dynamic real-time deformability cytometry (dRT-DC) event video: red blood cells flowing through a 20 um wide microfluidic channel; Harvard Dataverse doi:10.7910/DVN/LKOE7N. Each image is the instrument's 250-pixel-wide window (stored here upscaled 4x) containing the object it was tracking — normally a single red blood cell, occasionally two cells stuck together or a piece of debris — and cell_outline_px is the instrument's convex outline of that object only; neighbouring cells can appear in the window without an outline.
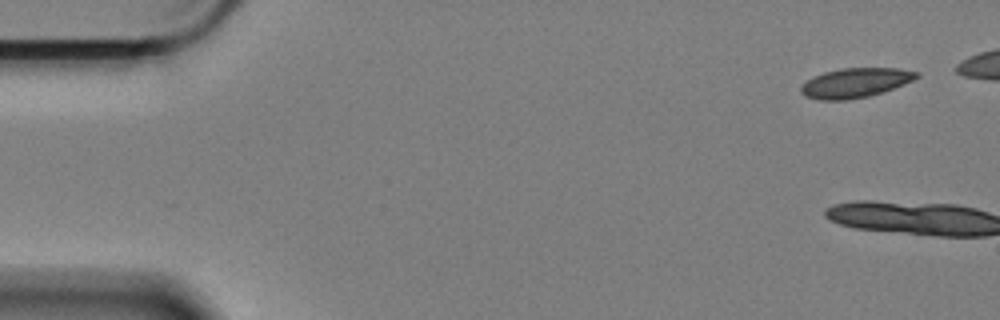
{"species": "Egyptian fruit bat (a non-hibernating species)", "species_latin": "Rousettus aegyptiacus", "temperature_condition": "cold", "stored_images_in_passage": 3, "camera_frame_rate_fps": 3000, "um_per_image_px": 0.085, "animal": {"sex": "female"}, "frame": {"image": 1, "passage_image": 1, "time_ms": 0.0, "image_size_px": [1000, 320], "cell_outline_px": [[920, 76], [904, 84], [868, 96], [844, 100], [820, 100], [804, 96], [800, 92], [800, 88], [808, 80], [824, 72], [840, 68], [900, 68], [920, 72]], "centroid_in_image_um": [72.71, 7.03], "position_along_channel_um": 12.3, "area_um2": 19.71}}